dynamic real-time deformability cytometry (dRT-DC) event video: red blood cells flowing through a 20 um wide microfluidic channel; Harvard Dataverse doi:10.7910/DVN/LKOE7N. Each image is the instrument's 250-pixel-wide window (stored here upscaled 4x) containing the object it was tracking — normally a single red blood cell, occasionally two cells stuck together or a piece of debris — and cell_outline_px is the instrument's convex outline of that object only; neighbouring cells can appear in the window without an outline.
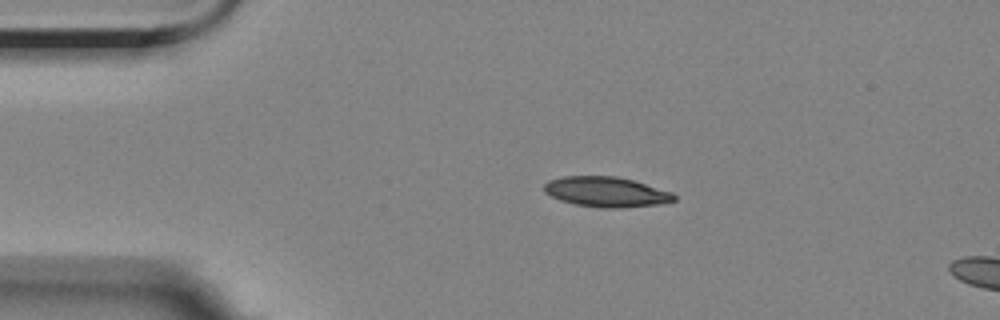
{"species": "Egyptian fruit bat (a non-hibernating species)", "species_latin": "Rousettus aegyptiacus", "temperature_condition": "room temperature", "stored_images_in_passage": 5, "camera_frame_rate_fps": 3000, "um_per_image_px": 0.085, "animal": {"sex": "female"}, "frame": {"image": 1, "passage_image": 1, "time_ms": 0.0, "image_size_px": [1000, 320], "cell_outline_px": [[676, 200], [660, 204], [620, 208], [600, 208], [576, 204], [560, 200], [544, 192], [544, 184], [548, 180], [564, 176], [616, 176], [632, 180], [672, 192], [676, 196]], "centroid_in_image_um": [51.52, 16.31], "position_along_channel_um": 33.5, "area_um2": 22.77}}